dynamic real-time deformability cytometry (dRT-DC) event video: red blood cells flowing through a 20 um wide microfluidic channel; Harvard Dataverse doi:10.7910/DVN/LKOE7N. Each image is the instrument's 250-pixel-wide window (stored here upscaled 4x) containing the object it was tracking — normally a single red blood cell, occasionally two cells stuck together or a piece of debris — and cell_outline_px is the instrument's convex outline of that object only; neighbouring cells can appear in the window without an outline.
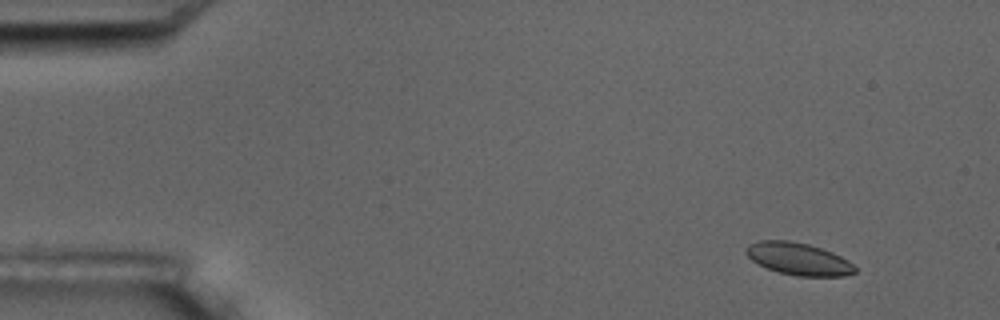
{"species": "common noctule bat (a hibernating species)", "species_latin": "Nyctalus noctula", "temperature_condition": "room temperature", "stored_images_in_passage": 16, "camera_frame_rate_fps": 3000, "um_per_image_px": 0.085, "animal": {"sex": "male", "body_mass_g": 17.5, "forearm_length_mm": 52.3}, "frame": {"image": 1, "passage_image": 1, "time_ms": 0.0, "image_size_px": [1000, 320], "cell_outline_px": [[856, 272], [844, 276], [796, 276], [780, 272], [768, 268], [752, 260], [744, 252], [748, 244], [760, 240], [788, 240], [808, 244], [832, 252], [848, 260], [856, 268]], "centroid_in_image_um": [67.87, 22.0], "position_along_channel_um": 17.1, "area_um2": 20.35}}
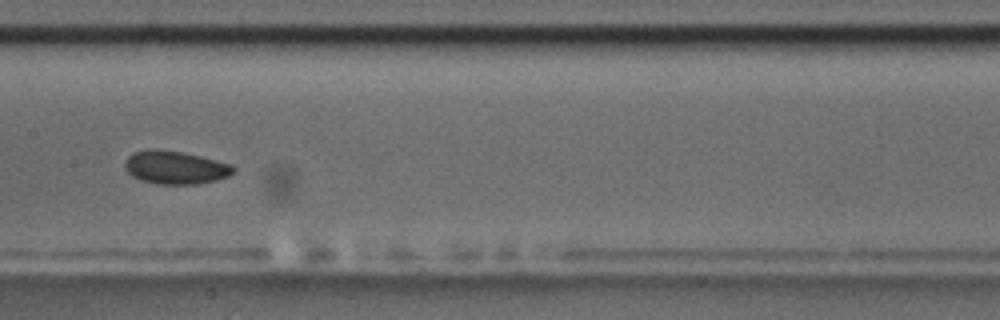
{"frame": {"image": 2, "passage_image": 8, "time_ms": 8.0, "image_size_px": [1000, 320], "cell_outline_px": [[236, 168], [228, 176], [216, 180], [196, 184], [156, 184], [140, 180], [132, 176], [124, 168], [124, 160], [132, 152], [148, 148], [156, 148], [184, 152], [232, 164]], "centroid_in_image_um": [14.85, 14.22], "position_along_channel_um": 192.6, "area_um2": 21.27}}
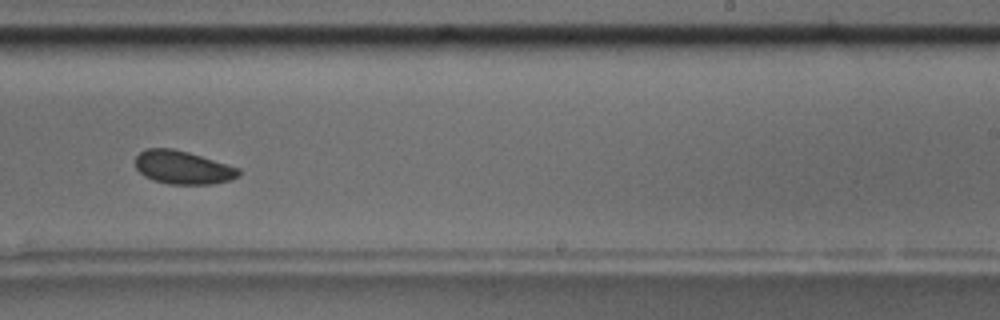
{"frame": {"image": 3, "passage_image": 10, "time_ms": 10.333, "image_size_px": [1000, 320], "cell_outline_px": [[240, 176], [232, 180], [212, 184], [168, 184], [152, 180], [144, 176], [136, 168], [136, 156], [144, 148], [172, 148], [188, 152], [240, 168]], "centroid_in_image_um": [15.54, 14.24], "position_along_channel_um": 273.5, "area_um2": 20.17}}